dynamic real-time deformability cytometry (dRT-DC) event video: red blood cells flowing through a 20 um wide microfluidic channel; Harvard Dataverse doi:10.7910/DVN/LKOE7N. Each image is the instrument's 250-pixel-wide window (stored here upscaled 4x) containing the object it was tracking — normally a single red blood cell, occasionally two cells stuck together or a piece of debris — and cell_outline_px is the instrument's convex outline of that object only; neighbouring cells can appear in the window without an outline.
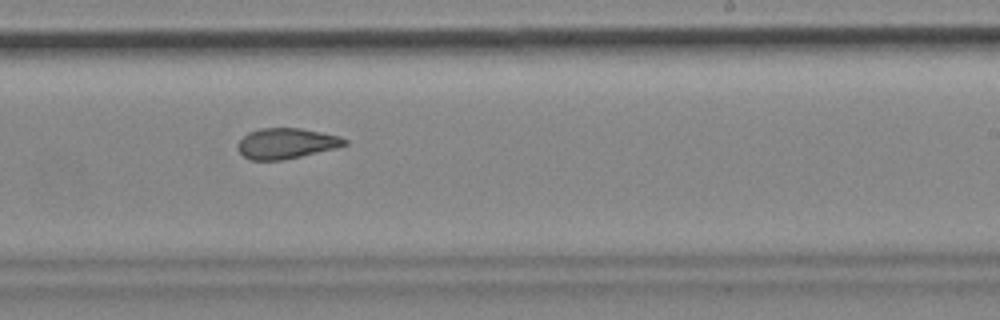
{"species": "common noctule bat (a hibernating species)", "species_latin": "Nyctalus noctula", "temperature_condition": "cold", "stored_images_in_passage": 13, "camera_frame_rate_fps": 3000, "um_per_image_px": 0.085, "animal": {"sex": "female", "body_mass_g": 18.4}, "frame": {"image": 1, "passage_image": 8, "time_ms": 2.333, "image_size_px": [1000, 320], "cell_outline_px": [[348, 144], [336, 148], [284, 160], [252, 160], [244, 156], [236, 148], [236, 144], [248, 132], [260, 128], [300, 128], [340, 136], [348, 140]], "centroid_in_image_um": [24.33, 12.19], "position_along_channel_um": 264.7, "area_um2": 19.07}}